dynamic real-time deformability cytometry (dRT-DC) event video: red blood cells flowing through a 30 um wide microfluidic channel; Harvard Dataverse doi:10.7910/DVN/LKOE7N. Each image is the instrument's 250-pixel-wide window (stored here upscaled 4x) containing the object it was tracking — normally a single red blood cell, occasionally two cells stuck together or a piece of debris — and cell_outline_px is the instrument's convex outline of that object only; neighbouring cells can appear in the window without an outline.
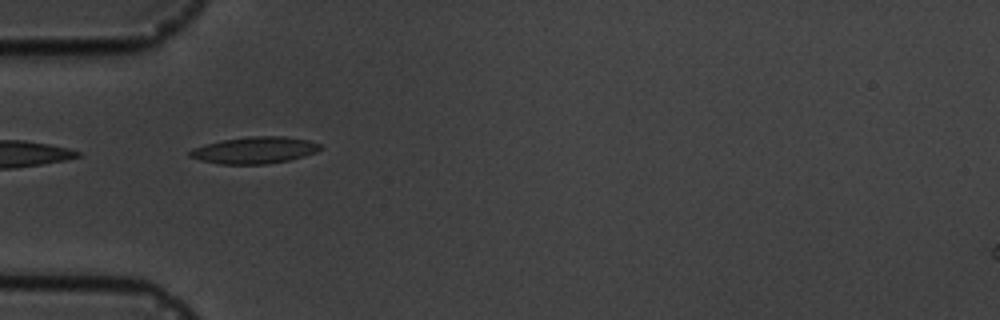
{"species": "common noctule bat (a hibernating species)", "species_latin": "Nyctalus noctula", "temperature_condition": "cold", "stored_images_in_passage": 2, "camera_frame_rate_fps": 3000, "um_per_image_px": 0.085, "animal": {"sex": "male", "body_mass_g": 19.5, "forearm_length_mm": 54.6}, "frame": {"image": 1, "passage_image": 1, "time_ms": 0.0, "image_size_px": [1000, 320], "cell_outline_px": [[320, 148], [316, 152], [304, 156], [288, 160], [264, 164], [220, 164], [200, 160], [188, 156], [188, 152], [192, 148], [204, 144], [224, 140], [252, 136], [284, 136], [308, 140], [320, 144]], "centroid_in_image_um": [21.6, 12.76], "position_along_channel_um": 63.4, "area_um2": 20.17}}
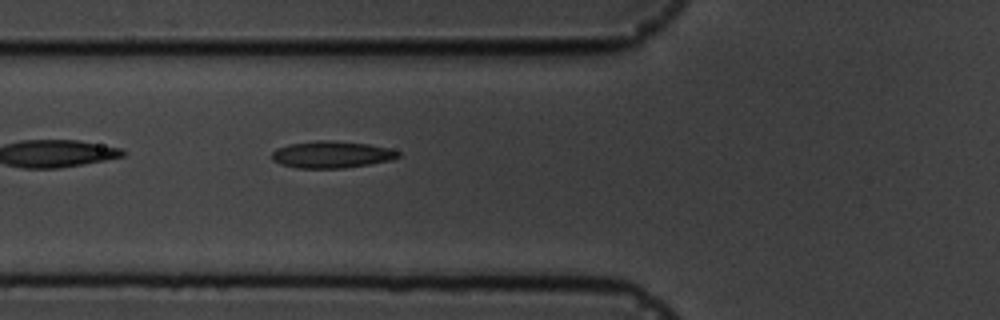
{"frame": {"image": 2, "passage_image": 2, "time_ms": 1.0, "image_size_px": [1000, 320], "cell_outline_px": [[400, 156], [392, 160], [344, 168], [296, 168], [280, 164], [272, 160], [272, 152], [276, 148], [288, 144], [316, 140], [328, 140], [368, 144], [388, 148], [400, 152]], "centroid_in_image_um": [28.16, 13.13], "position_along_channel_um": 97.6, "area_um2": 19.83}}